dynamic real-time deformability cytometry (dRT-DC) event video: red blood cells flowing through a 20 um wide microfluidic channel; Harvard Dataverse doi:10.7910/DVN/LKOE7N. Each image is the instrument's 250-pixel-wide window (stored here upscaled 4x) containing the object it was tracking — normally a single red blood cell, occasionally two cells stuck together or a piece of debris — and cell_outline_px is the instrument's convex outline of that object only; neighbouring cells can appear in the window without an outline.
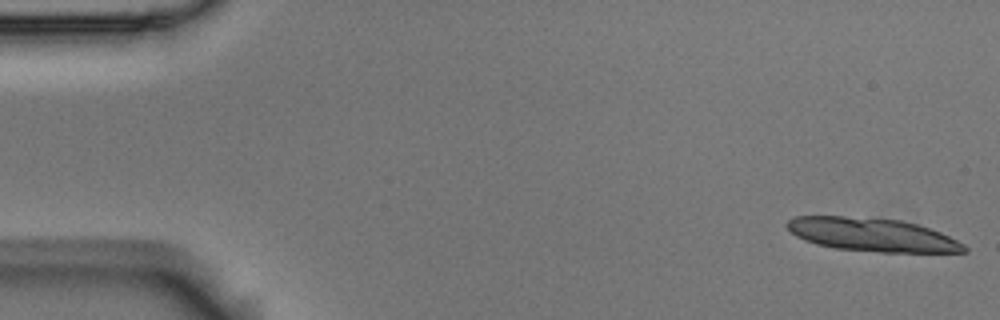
{"species": "Egyptian fruit bat (a non-hibernating species)", "species_latin": "Rousettus aegyptiacus", "temperature_condition": "room temperature", "stored_images_in_passage": 5, "camera_frame_rate_fps": 3000, "um_per_image_px": 0.085, "animal": {"sex": "male"}, "frame": {"image": 1, "passage_image": 1, "time_ms": 0.0, "image_size_px": [1000, 320], "cell_outline_px": [[968, 252], [880, 252], [836, 248], [816, 244], [804, 240], [796, 236], [784, 224], [792, 216], [844, 216], [900, 220], [916, 224], [940, 232], [964, 244], [968, 248]], "centroid_in_image_um": [74.1, 19.95], "position_along_channel_um": 10.9, "area_um2": 34.28}}